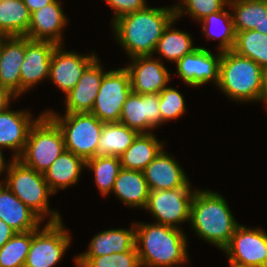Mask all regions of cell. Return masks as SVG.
<instances>
[{
	"label": "cell",
	"mask_w": 267,
	"mask_h": 267,
	"mask_svg": "<svg viewBox=\"0 0 267 267\" xmlns=\"http://www.w3.org/2000/svg\"><path fill=\"white\" fill-rule=\"evenodd\" d=\"M176 18L175 6L149 7L118 17L113 35L128 57L154 55L165 28Z\"/></svg>",
	"instance_id": "obj_1"
},
{
	"label": "cell",
	"mask_w": 267,
	"mask_h": 267,
	"mask_svg": "<svg viewBox=\"0 0 267 267\" xmlns=\"http://www.w3.org/2000/svg\"><path fill=\"white\" fill-rule=\"evenodd\" d=\"M135 229L141 267H182L189 262L188 240L182 229L146 222H136Z\"/></svg>",
	"instance_id": "obj_2"
},
{
	"label": "cell",
	"mask_w": 267,
	"mask_h": 267,
	"mask_svg": "<svg viewBox=\"0 0 267 267\" xmlns=\"http://www.w3.org/2000/svg\"><path fill=\"white\" fill-rule=\"evenodd\" d=\"M189 224L199 238L223 251L240 223L235 220L224 196L216 191L196 189Z\"/></svg>",
	"instance_id": "obj_3"
},
{
	"label": "cell",
	"mask_w": 267,
	"mask_h": 267,
	"mask_svg": "<svg viewBox=\"0 0 267 267\" xmlns=\"http://www.w3.org/2000/svg\"><path fill=\"white\" fill-rule=\"evenodd\" d=\"M266 72L253 60L223 51L219 66L217 87L237 102H263L265 99Z\"/></svg>",
	"instance_id": "obj_4"
},
{
	"label": "cell",
	"mask_w": 267,
	"mask_h": 267,
	"mask_svg": "<svg viewBox=\"0 0 267 267\" xmlns=\"http://www.w3.org/2000/svg\"><path fill=\"white\" fill-rule=\"evenodd\" d=\"M2 180L13 194L43 221L48 215L49 221L62 220L57 210H50L49 197L54 194L47 184L44 173L26 166L20 160L13 159Z\"/></svg>",
	"instance_id": "obj_5"
},
{
	"label": "cell",
	"mask_w": 267,
	"mask_h": 267,
	"mask_svg": "<svg viewBox=\"0 0 267 267\" xmlns=\"http://www.w3.org/2000/svg\"><path fill=\"white\" fill-rule=\"evenodd\" d=\"M65 150L62 130L46 112H42L31 126L24 150L17 159L44 173Z\"/></svg>",
	"instance_id": "obj_6"
},
{
	"label": "cell",
	"mask_w": 267,
	"mask_h": 267,
	"mask_svg": "<svg viewBox=\"0 0 267 267\" xmlns=\"http://www.w3.org/2000/svg\"><path fill=\"white\" fill-rule=\"evenodd\" d=\"M63 132L65 149L85 161L96 155L103 122L91 113H65L45 110Z\"/></svg>",
	"instance_id": "obj_7"
},
{
	"label": "cell",
	"mask_w": 267,
	"mask_h": 267,
	"mask_svg": "<svg viewBox=\"0 0 267 267\" xmlns=\"http://www.w3.org/2000/svg\"><path fill=\"white\" fill-rule=\"evenodd\" d=\"M62 221L47 222L42 230H32L24 267H54L60 262L72 239Z\"/></svg>",
	"instance_id": "obj_8"
},
{
	"label": "cell",
	"mask_w": 267,
	"mask_h": 267,
	"mask_svg": "<svg viewBox=\"0 0 267 267\" xmlns=\"http://www.w3.org/2000/svg\"><path fill=\"white\" fill-rule=\"evenodd\" d=\"M131 91L130 75L125 67L107 71L91 114L103 123H119L123 104Z\"/></svg>",
	"instance_id": "obj_9"
},
{
	"label": "cell",
	"mask_w": 267,
	"mask_h": 267,
	"mask_svg": "<svg viewBox=\"0 0 267 267\" xmlns=\"http://www.w3.org/2000/svg\"><path fill=\"white\" fill-rule=\"evenodd\" d=\"M191 188H177L149 191L144 208L155 223L182 229L181 223L190 221L191 202L195 194Z\"/></svg>",
	"instance_id": "obj_10"
},
{
	"label": "cell",
	"mask_w": 267,
	"mask_h": 267,
	"mask_svg": "<svg viewBox=\"0 0 267 267\" xmlns=\"http://www.w3.org/2000/svg\"><path fill=\"white\" fill-rule=\"evenodd\" d=\"M223 252L230 267H267V232L239 224Z\"/></svg>",
	"instance_id": "obj_11"
},
{
	"label": "cell",
	"mask_w": 267,
	"mask_h": 267,
	"mask_svg": "<svg viewBox=\"0 0 267 267\" xmlns=\"http://www.w3.org/2000/svg\"><path fill=\"white\" fill-rule=\"evenodd\" d=\"M97 57L95 52L81 55L77 51H66L63 45H57L52 54L48 79L67 95Z\"/></svg>",
	"instance_id": "obj_12"
},
{
	"label": "cell",
	"mask_w": 267,
	"mask_h": 267,
	"mask_svg": "<svg viewBox=\"0 0 267 267\" xmlns=\"http://www.w3.org/2000/svg\"><path fill=\"white\" fill-rule=\"evenodd\" d=\"M159 94H138L133 91L123 104L119 123L138 133H151L162 124Z\"/></svg>",
	"instance_id": "obj_13"
},
{
	"label": "cell",
	"mask_w": 267,
	"mask_h": 267,
	"mask_svg": "<svg viewBox=\"0 0 267 267\" xmlns=\"http://www.w3.org/2000/svg\"><path fill=\"white\" fill-rule=\"evenodd\" d=\"M222 52L213 54L205 47H198L176 63L178 76L190 87H200L208 82L217 86Z\"/></svg>",
	"instance_id": "obj_14"
},
{
	"label": "cell",
	"mask_w": 267,
	"mask_h": 267,
	"mask_svg": "<svg viewBox=\"0 0 267 267\" xmlns=\"http://www.w3.org/2000/svg\"><path fill=\"white\" fill-rule=\"evenodd\" d=\"M153 55L136 56L125 67L130 75L132 91L138 94H159L168 86L171 75L159 58Z\"/></svg>",
	"instance_id": "obj_15"
},
{
	"label": "cell",
	"mask_w": 267,
	"mask_h": 267,
	"mask_svg": "<svg viewBox=\"0 0 267 267\" xmlns=\"http://www.w3.org/2000/svg\"><path fill=\"white\" fill-rule=\"evenodd\" d=\"M57 44L51 41L31 40L26 37V50L21 66V94L49 78L52 54Z\"/></svg>",
	"instance_id": "obj_16"
},
{
	"label": "cell",
	"mask_w": 267,
	"mask_h": 267,
	"mask_svg": "<svg viewBox=\"0 0 267 267\" xmlns=\"http://www.w3.org/2000/svg\"><path fill=\"white\" fill-rule=\"evenodd\" d=\"M178 163L163 148L142 171L149 190L191 188L189 177Z\"/></svg>",
	"instance_id": "obj_17"
},
{
	"label": "cell",
	"mask_w": 267,
	"mask_h": 267,
	"mask_svg": "<svg viewBox=\"0 0 267 267\" xmlns=\"http://www.w3.org/2000/svg\"><path fill=\"white\" fill-rule=\"evenodd\" d=\"M106 72L97 57L82 73L75 87L65 95V113H91Z\"/></svg>",
	"instance_id": "obj_18"
},
{
	"label": "cell",
	"mask_w": 267,
	"mask_h": 267,
	"mask_svg": "<svg viewBox=\"0 0 267 267\" xmlns=\"http://www.w3.org/2000/svg\"><path fill=\"white\" fill-rule=\"evenodd\" d=\"M62 0L52 3L31 13V22L26 37L31 40L51 41L57 45L63 43V29L68 24L63 12Z\"/></svg>",
	"instance_id": "obj_19"
},
{
	"label": "cell",
	"mask_w": 267,
	"mask_h": 267,
	"mask_svg": "<svg viewBox=\"0 0 267 267\" xmlns=\"http://www.w3.org/2000/svg\"><path fill=\"white\" fill-rule=\"evenodd\" d=\"M26 50V36L6 37L0 46V85L17 98L21 96V66Z\"/></svg>",
	"instance_id": "obj_20"
},
{
	"label": "cell",
	"mask_w": 267,
	"mask_h": 267,
	"mask_svg": "<svg viewBox=\"0 0 267 267\" xmlns=\"http://www.w3.org/2000/svg\"><path fill=\"white\" fill-rule=\"evenodd\" d=\"M33 119L29 111L11 110L0 112V147L13 151L11 155L18 158L24 150L31 126L40 117Z\"/></svg>",
	"instance_id": "obj_21"
},
{
	"label": "cell",
	"mask_w": 267,
	"mask_h": 267,
	"mask_svg": "<svg viewBox=\"0 0 267 267\" xmlns=\"http://www.w3.org/2000/svg\"><path fill=\"white\" fill-rule=\"evenodd\" d=\"M0 219L16 232L36 230L41 228L40 226L43 222L2 181H0Z\"/></svg>",
	"instance_id": "obj_22"
},
{
	"label": "cell",
	"mask_w": 267,
	"mask_h": 267,
	"mask_svg": "<svg viewBox=\"0 0 267 267\" xmlns=\"http://www.w3.org/2000/svg\"><path fill=\"white\" fill-rule=\"evenodd\" d=\"M136 248L135 222L128 229H109L94 235L84 253L75 257H99L113 253H123Z\"/></svg>",
	"instance_id": "obj_23"
},
{
	"label": "cell",
	"mask_w": 267,
	"mask_h": 267,
	"mask_svg": "<svg viewBox=\"0 0 267 267\" xmlns=\"http://www.w3.org/2000/svg\"><path fill=\"white\" fill-rule=\"evenodd\" d=\"M86 168V161L69 150L63 153L44 172V177L50 190L55 194L59 189L75 185Z\"/></svg>",
	"instance_id": "obj_24"
},
{
	"label": "cell",
	"mask_w": 267,
	"mask_h": 267,
	"mask_svg": "<svg viewBox=\"0 0 267 267\" xmlns=\"http://www.w3.org/2000/svg\"><path fill=\"white\" fill-rule=\"evenodd\" d=\"M149 191L142 171L121 168L111 193L113 192L117 199L119 198L123 204L132 207V209L134 207L144 209L148 201Z\"/></svg>",
	"instance_id": "obj_25"
},
{
	"label": "cell",
	"mask_w": 267,
	"mask_h": 267,
	"mask_svg": "<svg viewBox=\"0 0 267 267\" xmlns=\"http://www.w3.org/2000/svg\"><path fill=\"white\" fill-rule=\"evenodd\" d=\"M151 133H139L133 143L119 156L121 168L143 171L146 166L165 148Z\"/></svg>",
	"instance_id": "obj_26"
},
{
	"label": "cell",
	"mask_w": 267,
	"mask_h": 267,
	"mask_svg": "<svg viewBox=\"0 0 267 267\" xmlns=\"http://www.w3.org/2000/svg\"><path fill=\"white\" fill-rule=\"evenodd\" d=\"M176 18L165 28L163 35L158 40L154 53H158L162 61L163 57L168 62L177 63L185 55L192 53L198 47L193 46V38L190 33L174 29ZM173 28V29H172Z\"/></svg>",
	"instance_id": "obj_27"
},
{
	"label": "cell",
	"mask_w": 267,
	"mask_h": 267,
	"mask_svg": "<svg viewBox=\"0 0 267 267\" xmlns=\"http://www.w3.org/2000/svg\"><path fill=\"white\" fill-rule=\"evenodd\" d=\"M235 33L255 30L261 33V23L267 16V0H229Z\"/></svg>",
	"instance_id": "obj_28"
},
{
	"label": "cell",
	"mask_w": 267,
	"mask_h": 267,
	"mask_svg": "<svg viewBox=\"0 0 267 267\" xmlns=\"http://www.w3.org/2000/svg\"><path fill=\"white\" fill-rule=\"evenodd\" d=\"M138 134L121 123H104L95 156H121Z\"/></svg>",
	"instance_id": "obj_29"
},
{
	"label": "cell",
	"mask_w": 267,
	"mask_h": 267,
	"mask_svg": "<svg viewBox=\"0 0 267 267\" xmlns=\"http://www.w3.org/2000/svg\"><path fill=\"white\" fill-rule=\"evenodd\" d=\"M228 5L221 11L212 13L203 18L202 33L207 39H217L218 51L233 50L235 44V30L233 25L232 14L227 10Z\"/></svg>",
	"instance_id": "obj_30"
},
{
	"label": "cell",
	"mask_w": 267,
	"mask_h": 267,
	"mask_svg": "<svg viewBox=\"0 0 267 267\" xmlns=\"http://www.w3.org/2000/svg\"><path fill=\"white\" fill-rule=\"evenodd\" d=\"M31 13L23 0L0 1V32L6 37L26 36Z\"/></svg>",
	"instance_id": "obj_31"
},
{
	"label": "cell",
	"mask_w": 267,
	"mask_h": 267,
	"mask_svg": "<svg viewBox=\"0 0 267 267\" xmlns=\"http://www.w3.org/2000/svg\"><path fill=\"white\" fill-rule=\"evenodd\" d=\"M232 51L250 58L267 71V35L255 30L237 32Z\"/></svg>",
	"instance_id": "obj_32"
},
{
	"label": "cell",
	"mask_w": 267,
	"mask_h": 267,
	"mask_svg": "<svg viewBox=\"0 0 267 267\" xmlns=\"http://www.w3.org/2000/svg\"><path fill=\"white\" fill-rule=\"evenodd\" d=\"M86 168L94 172L95 183L100 194L102 196L109 195L121 169L120 158L117 156H95L86 160Z\"/></svg>",
	"instance_id": "obj_33"
},
{
	"label": "cell",
	"mask_w": 267,
	"mask_h": 267,
	"mask_svg": "<svg viewBox=\"0 0 267 267\" xmlns=\"http://www.w3.org/2000/svg\"><path fill=\"white\" fill-rule=\"evenodd\" d=\"M32 231L16 232L0 249V267H24Z\"/></svg>",
	"instance_id": "obj_34"
},
{
	"label": "cell",
	"mask_w": 267,
	"mask_h": 267,
	"mask_svg": "<svg viewBox=\"0 0 267 267\" xmlns=\"http://www.w3.org/2000/svg\"><path fill=\"white\" fill-rule=\"evenodd\" d=\"M77 267H141L137 249L99 257H75Z\"/></svg>",
	"instance_id": "obj_35"
},
{
	"label": "cell",
	"mask_w": 267,
	"mask_h": 267,
	"mask_svg": "<svg viewBox=\"0 0 267 267\" xmlns=\"http://www.w3.org/2000/svg\"><path fill=\"white\" fill-rule=\"evenodd\" d=\"M229 0H180L175 4L176 19L179 20L185 14L201 21L207 15L218 12L226 8Z\"/></svg>",
	"instance_id": "obj_36"
},
{
	"label": "cell",
	"mask_w": 267,
	"mask_h": 267,
	"mask_svg": "<svg viewBox=\"0 0 267 267\" xmlns=\"http://www.w3.org/2000/svg\"><path fill=\"white\" fill-rule=\"evenodd\" d=\"M159 109L162 124L170 120H176L186 112L185 99L179 90L166 86L159 93Z\"/></svg>",
	"instance_id": "obj_37"
},
{
	"label": "cell",
	"mask_w": 267,
	"mask_h": 267,
	"mask_svg": "<svg viewBox=\"0 0 267 267\" xmlns=\"http://www.w3.org/2000/svg\"><path fill=\"white\" fill-rule=\"evenodd\" d=\"M108 6L114 10L113 21L118 17L142 10L148 6L146 0H105Z\"/></svg>",
	"instance_id": "obj_38"
},
{
	"label": "cell",
	"mask_w": 267,
	"mask_h": 267,
	"mask_svg": "<svg viewBox=\"0 0 267 267\" xmlns=\"http://www.w3.org/2000/svg\"><path fill=\"white\" fill-rule=\"evenodd\" d=\"M17 97L11 93L7 88L0 85V112L6 110L11 105V100Z\"/></svg>",
	"instance_id": "obj_39"
},
{
	"label": "cell",
	"mask_w": 267,
	"mask_h": 267,
	"mask_svg": "<svg viewBox=\"0 0 267 267\" xmlns=\"http://www.w3.org/2000/svg\"><path fill=\"white\" fill-rule=\"evenodd\" d=\"M16 231L0 219V249Z\"/></svg>",
	"instance_id": "obj_40"
},
{
	"label": "cell",
	"mask_w": 267,
	"mask_h": 267,
	"mask_svg": "<svg viewBox=\"0 0 267 267\" xmlns=\"http://www.w3.org/2000/svg\"><path fill=\"white\" fill-rule=\"evenodd\" d=\"M54 0H23L24 4L27 6L30 13L47 6Z\"/></svg>",
	"instance_id": "obj_41"
},
{
	"label": "cell",
	"mask_w": 267,
	"mask_h": 267,
	"mask_svg": "<svg viewBox=\"0 0 267 267\" xmlns=\"http://www.w3.org/2000/svg\"><path fill=\"white\" fill-rule=\"evenodd\" d=\"M3 148L0 147V176L3 174V172H5L4 170H6V172L8 171V168L11 164V161L14 159L13 157H11V160H9L10 162H6L5 163V159H4V155H3Z\"/></svg>",
	"instance_id": "obj_42"
},
{
	"label": "cell",
	"mask_w": 267,
	"mask_h": 267,
	"mask_svg": "<svg viewBox=\"0 0 267 267\" xmlns=\"http://www.w3.org/2000/svg\"><path fill=\"white\" fill-rule=\"evenodd\" d=\"M261 33L267 35V16H265L263 22L261 23Z\"/></svg>",
	"instance_id": "obj_43"
},
{
	"label": "cell",
	"mask_w": 267,
	"mask_h": 267,
	"mask_svg": "<svg viewBox=\"0 0 267 267\" xmlns=\"http://www.w3.org/2000/svg\"><path fill=\"white\" fill-rule=\"evenodd\" d=\"M266 109H267V71H266V78H265V99H264Z\"/></svg>",
	"instance_id": "obj_44"
},
{
	"label": "cell",
	"mask_w": 267,
	"mask_h": 267,
	"mask_svg": "<svg viewBox=\"0 0 267 267\" xmlns=\"http://www.w3.org/2000/svg\"><path fill=\"white\" fill-rule=\"evenodd\" d=\"M5 38H6V36H5L2 32H0V46H1V44H2V41H3Z\"/></svg>",
	"instance_id": "obj_45"
}]
</instances>
